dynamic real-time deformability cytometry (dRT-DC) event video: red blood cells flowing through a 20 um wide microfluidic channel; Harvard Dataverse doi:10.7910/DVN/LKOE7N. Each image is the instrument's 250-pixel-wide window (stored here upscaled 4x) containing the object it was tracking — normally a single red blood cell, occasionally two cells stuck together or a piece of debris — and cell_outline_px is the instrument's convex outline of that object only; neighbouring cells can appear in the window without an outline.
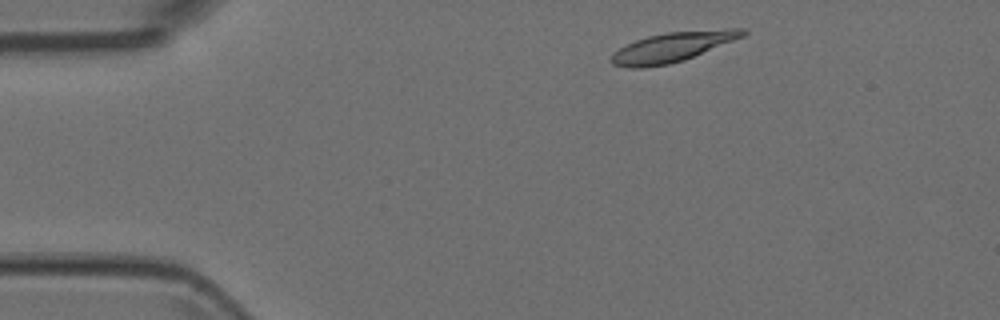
{"species": "Egyptian fruit bat (a non-hibernating species)", "species_latin": "Rousettus aegyptiacus", "temperature_condition": "room temperature", "stored_images_in_passage": 3, "camera_frame_rate_fps": 3000, "um_per_image_px": 0.085, "animal": {"sex": "female"}, "frame": {"image": 1, "passage_image": 1, "time_ms": 0.0, "image_size_px": [1000, 320], "cell_outline_px": [[748, 32], [744, 36], [684, 60], [668, 64], [640, 68], [628, 68], [612, 64], [608, 60], [612, 52], [636, 40], [648, 36], [664, 32], [728, 28], [744, 28]], "centroid_in_image_um": [57.14, 3.99], "position_along_channel_um": 27.9, "area_um2": 22.83}}
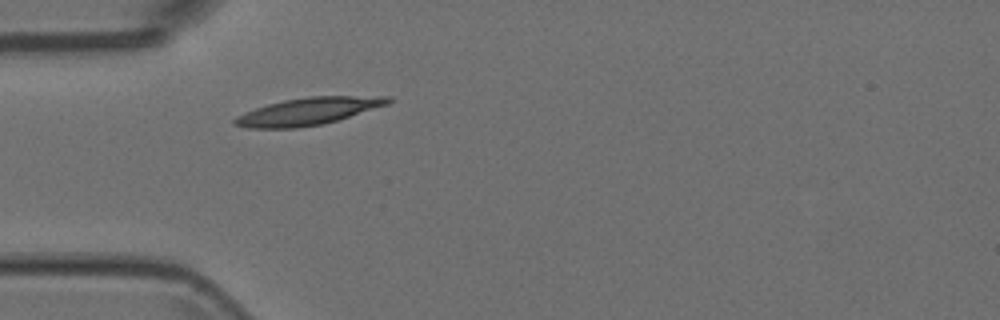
{"frame": {"image": 2, "passage_image": 3, "time_ms": 0.667, "image_size_px": [1000, 320], "cell_outline_px": [[392, 100], [388, 104], [324, 124], [296, 128], [248, 128], [232, 124], [232, 120], [236, 116], [244, 112], [268, 104], [284, 100], [308, 96], [392, 96]], "centroid_in_image_um": [26.17, 9.46], "position_along_channel_um": 58.8, "area_um2": 24.33}}